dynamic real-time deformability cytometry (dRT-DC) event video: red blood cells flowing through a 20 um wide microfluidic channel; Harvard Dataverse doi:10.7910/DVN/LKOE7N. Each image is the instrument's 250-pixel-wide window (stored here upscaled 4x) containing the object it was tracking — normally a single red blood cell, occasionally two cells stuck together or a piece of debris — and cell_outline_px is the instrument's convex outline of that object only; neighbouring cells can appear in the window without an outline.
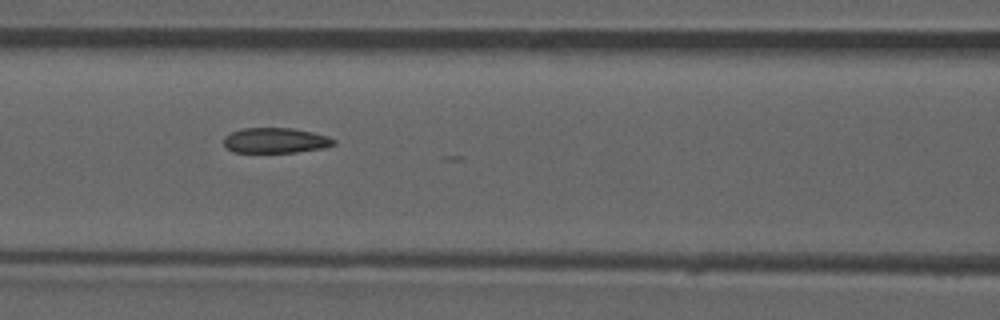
{"species": "common noctule bat (a hibernating species)", "species_latin": "Nyctalus noctula", "temperature_condition": "room temperature", "stored_images_in_passage": 14, "camera_frame_rate_fps": 3000, "um_per_image_px": 0.085, "animal": {"sex": "male", "forearm_length_mm": 52.5}, "frame": {"image": 1, "passage_image": 8, "time_ms": 2.333, "image_size_px": [1000, 320], "cell_outline_px": [[336, 144], [324, 148], [296, 152], [232, 152], [224, 144], [224, 136], [232, 132], [244, 128], [292, 128], [312, 132], [328, 136], [336, 140]], "centroid_in_image_um": [23.44, 11.94], "position_along_channel_um": 143.2, "area_um2": 16.18}}